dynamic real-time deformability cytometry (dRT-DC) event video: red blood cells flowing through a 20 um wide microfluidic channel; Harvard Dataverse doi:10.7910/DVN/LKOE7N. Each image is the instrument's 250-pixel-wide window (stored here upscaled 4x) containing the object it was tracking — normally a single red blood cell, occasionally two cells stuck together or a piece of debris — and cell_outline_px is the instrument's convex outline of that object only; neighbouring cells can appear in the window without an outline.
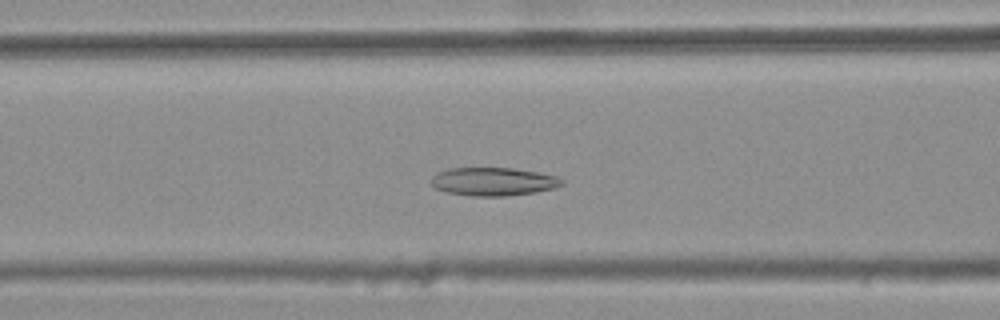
{"species": "common noctule bat (a hibernating species)", "species_latin": "Nyctalus noctula", "temperature_condition": "warm", "stored_images_in_passage": 40, "camera_frame_rate_fps": 3000, "um_per_image_px": 0.085, "animal": {"sex": "female", "body_mass_g": 25.1}, "frame": {"image": 1, "passage_image": 17, "time_ms": 5.333, "image_size_px": [1000, 320], "cell_outline_px": [[564, 184], [552, 188], [536, 192], [508, 196], [468, 196], [448, 192], [436, 188], [432, 184], [432, 176], [440, 172], [452, 168], [512, 168], [536, 172], [556, 176], [564, 180]], "centroid_in_image_um": [41.96, 15.44], "position_along_channel_um": 124.6, "area_um2": 21.33}}
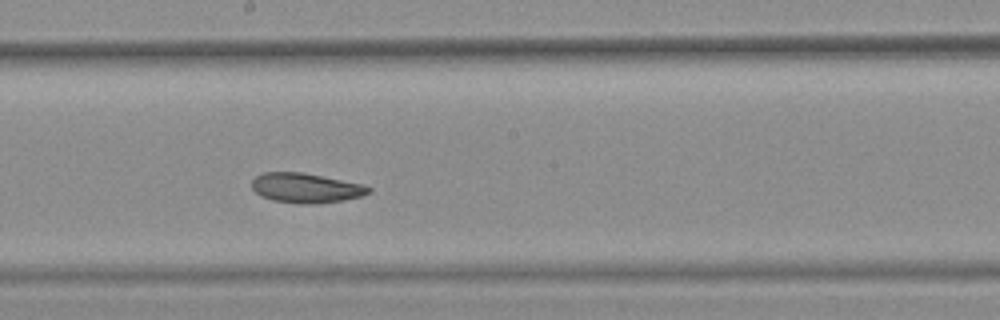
{"frame": {"image": 2, "passage_image": 25, "time_ms": 8.0, "image_size_px": [1000, 320], "cell_outline_px": [[372, 192], [360, 196], [340, 200], [316, 204], [300, 204], [272, 200], [260, 196], [252, 188], [252, 180], [256, 176], [264, 172], [300, 172], [364, 184], [372, 188]], "centroid_in_image_um": [25.99, 15.98], "position_along_channel_um": 222.2, "area_um2": 20.17}}
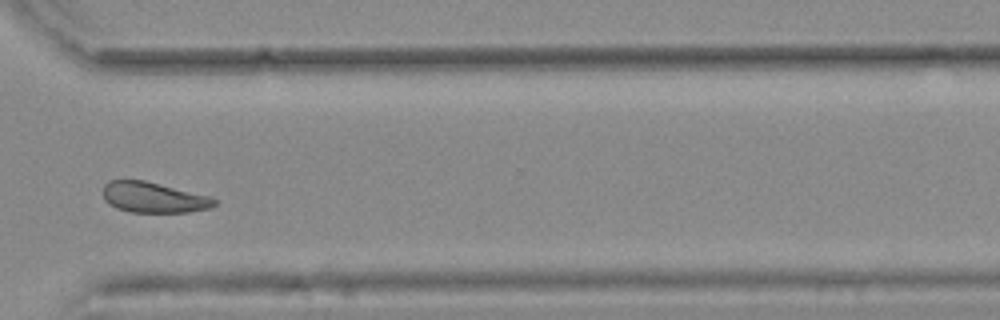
{"frame": {"image": 3, "passage_image": 36, "time_ms": 11.667, "image_size_px": [1000, 320], "cell_outline_px": [[216, 204], [212, 208], [188, 212], [128, 212], [116, 208], [104, 200], [104, 184], [108, 180], [144, 180], [208, 196], [216, 200]], "centroid_in_image_um": [13.03, 16.79], "position_along_channel_um": 357.6, "area_um2": 19.71}, "authors_computed_cell_mechanics": {"area_um2": 20.808, "velocity_mm_per_s": 3.6725, "shape_relaxation_time_tau1_ms": null, "shape_relaxation_time_tau2_ms": 4.0162, "deformation_change_tau1": null, "deformation_change_tau2": 0.092}}